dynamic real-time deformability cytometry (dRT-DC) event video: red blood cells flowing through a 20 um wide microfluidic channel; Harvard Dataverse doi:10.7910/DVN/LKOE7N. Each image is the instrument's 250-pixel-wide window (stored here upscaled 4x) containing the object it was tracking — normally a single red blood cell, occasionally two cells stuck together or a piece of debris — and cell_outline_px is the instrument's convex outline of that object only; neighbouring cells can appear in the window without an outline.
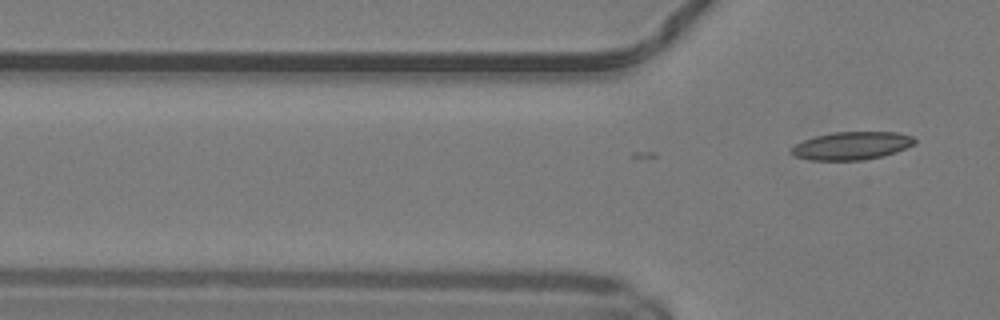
{"species": "common noctule bat (a hibernating species)", "species_latin": "Nyctalus noctula", "temperature_condition": "warm", "stored_images_in_passage": 5, "camera_frame_rate_fps": 3000, "um_per_image_px": 0.085, "animal": {"sex": "male", "body_mass_g": 19.2, "forearm_length_mm": 51.8}, "frame": {"image": 1, "passage_image": 5, "time_ms": 1.333, "image_size_px": [1000, 320], "cell_outline_px": [[916, 144], [896, 152], [884, 156], [864, 160], [812, 160], [796, 156], [788, 152], [796, 144], [804, 140], [816, 136], [832, 132], [896, 132], [912, 136], [916, 140]], "centroid_in_image_um": [72.43, 12.39], "position_along_channel_um": 53.4, "area_um2": 20.11}}